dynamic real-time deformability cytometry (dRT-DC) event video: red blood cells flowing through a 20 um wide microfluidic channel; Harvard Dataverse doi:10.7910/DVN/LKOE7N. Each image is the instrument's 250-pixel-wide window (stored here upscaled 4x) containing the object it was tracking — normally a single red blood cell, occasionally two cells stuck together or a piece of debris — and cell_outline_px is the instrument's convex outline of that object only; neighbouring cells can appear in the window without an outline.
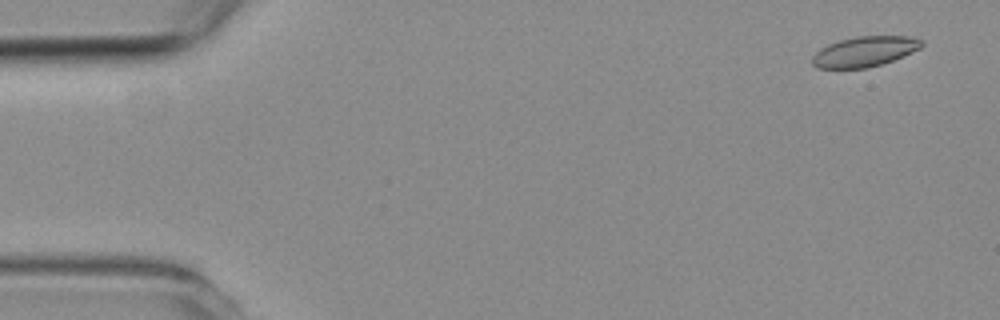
{"species": "common noctule bat (a hibernating species)", "species_latin": "Nyctalus noctula", "temperature_condition": "room temperature", "stored_images_in_passage": 4, "camera_frame_rate_fps": 3000, "um_per_image_px": 0.085, "animal": {"sex": "female", "body_mass_g": 19.3, "forearm_length_mm": 54.1}, "frame": {"image": 1, "passage_image": 1, "time_ms": 0.0, "image_size_px": [1000, 320], "cell_outline_px": [[924, 44], [920, 48], [912, 52], [892, 60], [868, 68], [816, 68], [812, 64], [812, 56], [820, 48], [828, 44], [840, 40], [856, 36], [908, 36], [924, 40]], "centroid_in_image_um": [73.48, 4.37], "position_along_channel_um": 11.5, "area_um2": 19.25}}
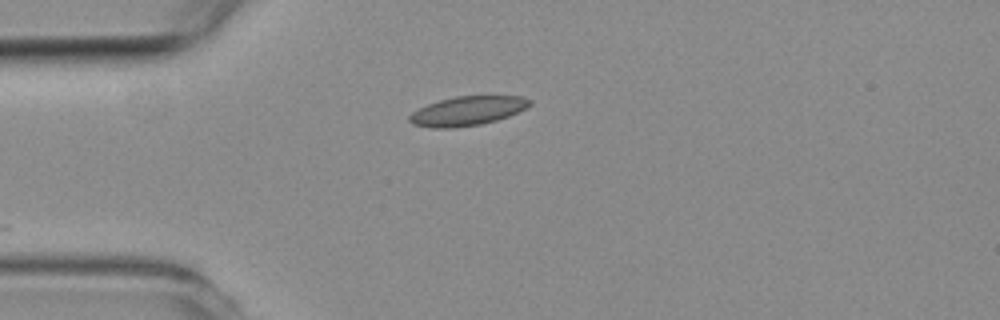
{"frame": {"image": 2, "passage_image": 4, "time_ms": 3.667, "image_size_px": [1000, 320], "cell_outline_px": [[532, 104], [508, 116], [496, 120], [480, 124], [452, 128], [432, 128], [412, 124], [408, 120], [408, 116], [412, 112], [428, 104], [440, 100], [456, 96], [520, 96], [532, 100]], "centroid_in_image_um": [39.7, 9.43], "position_along_channel_um": 45.3, "area_um2": 20.29}}